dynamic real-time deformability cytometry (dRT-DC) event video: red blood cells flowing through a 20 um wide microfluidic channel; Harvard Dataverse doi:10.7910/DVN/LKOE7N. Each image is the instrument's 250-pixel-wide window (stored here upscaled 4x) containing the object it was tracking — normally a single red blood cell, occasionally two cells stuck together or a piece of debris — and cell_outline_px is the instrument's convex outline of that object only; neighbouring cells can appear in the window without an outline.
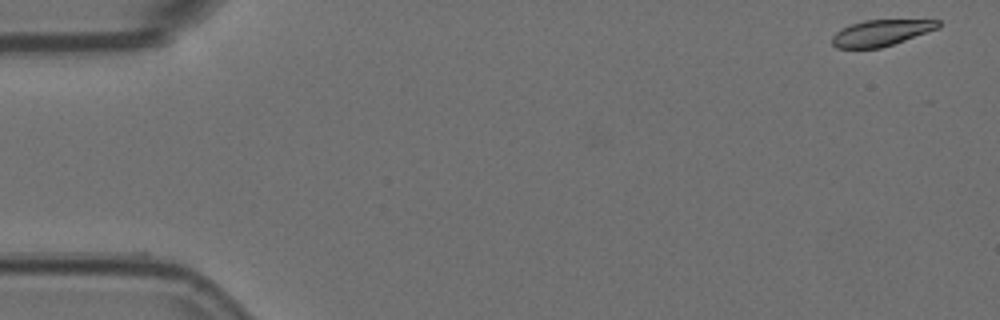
{"species": "Egyptian fruit bat (a non-hibernating species)", "species_latin": "Rousettus aegyptiacus", "temperature_condition": "room temperature", "stored_images_in_passage": 12, "camera_frame_rate_fps": 3000, "um_per_image_px": 0.085, "animal": {"sex": "female"}, "frame": {"image": 1, "passage_image": 1, "time_ms": 0.0, "image_size_px": [1000, 320], "cell_outline_px": [[940, 28], [880, 48], [836, 48], [832, 44], [832, 36], [840, 28], [864, 20], [940, 20]], "centroid_in_image_um": [74.87, 2.79], "position_along_channel_um": 10.1, "area_um2": 16.07}}